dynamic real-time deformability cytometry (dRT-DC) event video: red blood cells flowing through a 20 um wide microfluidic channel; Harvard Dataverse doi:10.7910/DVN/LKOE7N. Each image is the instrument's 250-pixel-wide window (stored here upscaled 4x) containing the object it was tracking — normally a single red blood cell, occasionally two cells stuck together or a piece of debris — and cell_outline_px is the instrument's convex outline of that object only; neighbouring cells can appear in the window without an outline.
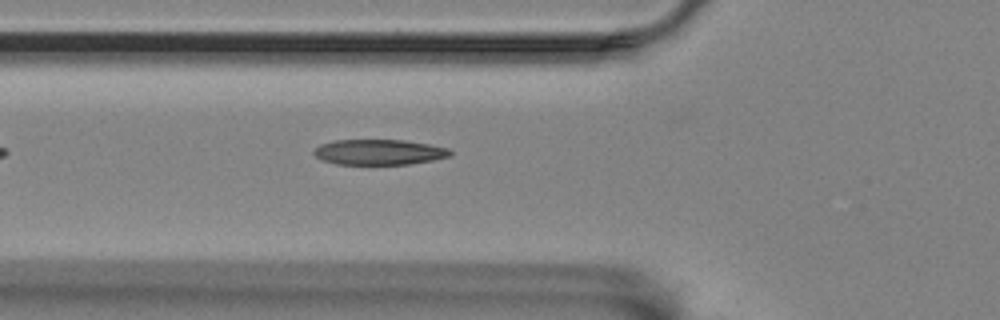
{"species": "Egyptian fruit bat (a non-hibernating species)", "species_latin": "Rousettus aegyptiacus", "temperature_condition": "room temperature", "stored_images_in_passage": 35, "camera_frame_rate_fps": 3000, "um_per_image_px": 0.085, "animal": {"sex": "female"}, "frame": {"image": 1, "passage_image": 3, "time_ms": 0.667, "image_size_px": [1000, 320], "cell_outline_px": [[452, 156], [432, 160], [408, 164], [336, 164], [320, 160], [312, 152], [320, 144], [336, 140], [404, 140], [428, 144], [448, 148], [452, 152]], "centroid_in_image_um": [32.21, 12.93], "position_along_channel_um": 93.6, "area_um2": 20.17}}
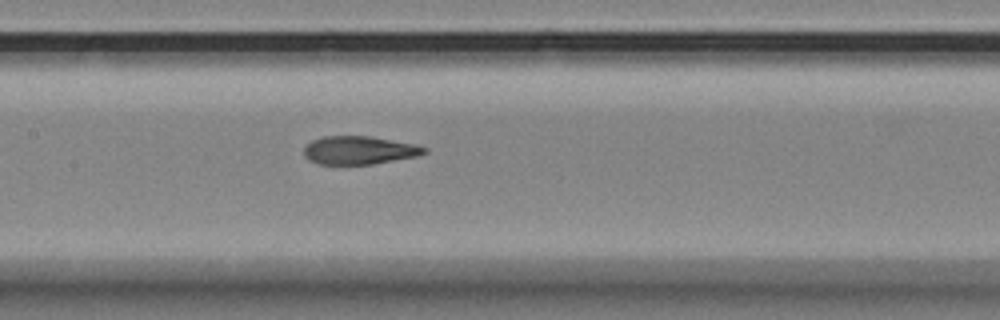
{"frame": {"image": 2, "passage_image": 10, "time_ms": 3.0, "image_size_px": [1000, 320], "cell_outline_px": [[428, 152], [416, 156], [372, 164], [316, 164], [308, 160], [304, 156], [304, 148], [312, 140], [324, 136], [368, 136], [416, 144], [428, 148]], "centroid_in_image_um": [30.52, 12.77], "position_along_channel_um": 176.9, "area_um2": 19.77}}
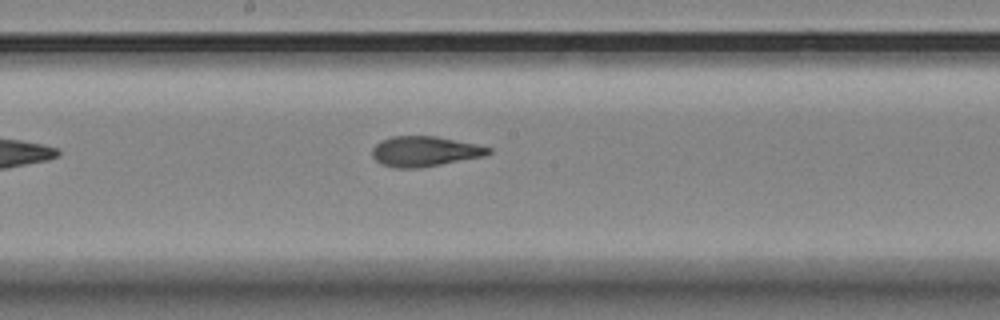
{"frame": {"image": 3, "passage_image": 13, "time_ms": 4.0, "image_size_px": [1000, 320], "cell_outline_px": [[492, 152], [484, 156], [420, 168], [392, 168], [380, 164], [372, 156], [372, 148], [380, 140], [392, 136], [436, 136], [476, 144], [492, 148]], "centroid_in_image_um": [36.07, 12.87], "position_along_channel_um": 212.1, "area_um2": 20.58}, "authors_computed_cell_mechanics": {"area_um2": 21.8484, "velocity_mm_per_s": 3.5734, "shape_relaxation_time_tau1_ms": 4.9265, "shape_relaxation_time_tau2_ms": 1.0771, "deformation_change_tau1": 0.1768, "deformation_change_tau2": 0.0813}}